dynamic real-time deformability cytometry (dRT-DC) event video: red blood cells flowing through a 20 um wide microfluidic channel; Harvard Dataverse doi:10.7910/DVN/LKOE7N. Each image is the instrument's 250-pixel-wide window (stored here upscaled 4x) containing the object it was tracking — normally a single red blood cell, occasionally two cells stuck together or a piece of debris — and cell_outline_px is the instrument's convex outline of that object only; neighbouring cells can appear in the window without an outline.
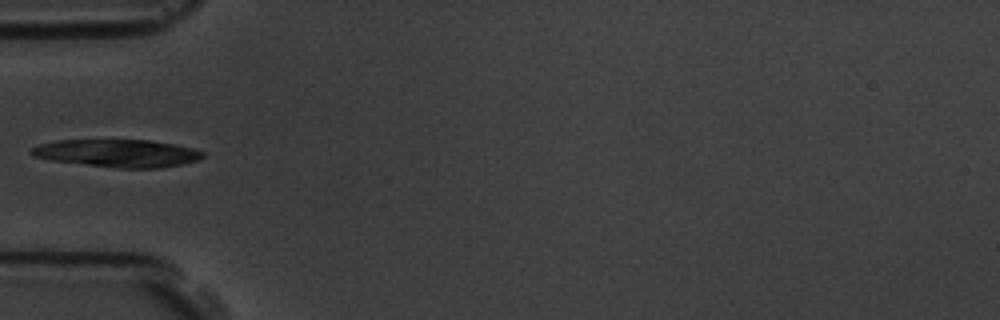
{"species": "common noctule bat (a hibernating species)", "species_latin": "Nyctalus noctula", "temperature_condition": "room temperature", "stored_images_in_passage": 8, "segment_of_instrument_passage": [2, 2], "camera_frame_rate_fps": 3000, "um_per_image_px": 0.085, "animal": {"sex": "male", "body_mass_g": 19.5, "forearm_length_mm": 54.6}, "frame": {"image": 1, "passage_image": 7, "time_ms": 7.667, "image_size_px": [1000, 320], "cell_outline_px": [[204, 156], [200, 160], [184, 164], [160, 168], [120, 168], [52, 160], [32, 156], [28, 152], [32, 148], [40, 144], [56, 140], [148, 140], [176, 144], [192, 148], [204, 152]], "centroid_in_image_um": [10.03, 13.02], "position_along_channel_um": 75.0, "area_um2": 27.63}}
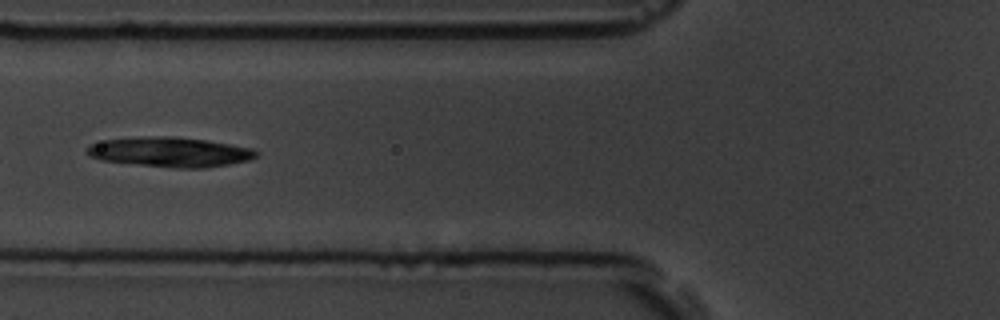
{"frame": {"image": 2, "passage_image": 8, "time_ms": 8.667, "image_size_px": [1000, 320], "cell_outline_px": [[260, 152], [252, 160], [204, 168], [176, 168], [100, 160], [88, 156], [88, 144], [104, 140], [140, 136], [172, 136], [204, 140], [252, 148]], "centroid_in_image_um": [14.45, 12.92], "position_along_channel_um": 111.4, "area_um2": 29.36}}